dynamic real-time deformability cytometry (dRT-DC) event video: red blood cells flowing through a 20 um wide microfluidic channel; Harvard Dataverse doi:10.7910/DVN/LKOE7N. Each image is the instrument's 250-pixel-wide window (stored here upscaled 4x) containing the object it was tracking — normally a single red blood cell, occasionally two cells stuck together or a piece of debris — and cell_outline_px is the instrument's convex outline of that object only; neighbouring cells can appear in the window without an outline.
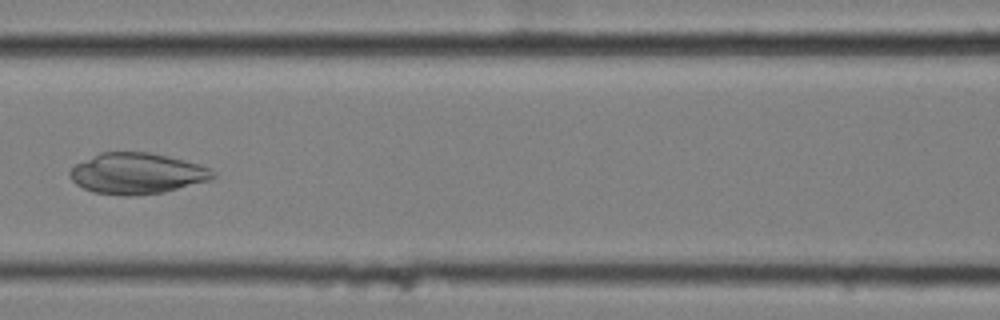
{"species": "common noctule bat (a hibernating species)", "species_latin": "Nyctalus noctula", "temperature_condition": "cold", "stored_images_in_passage": 11, "camera_frame_rate_fps": 3000, "um_per_image_px": 0.085, "animal": {"sex": "female", "body_mass_g": 25.1}, "frame": {"image": 1, "passage_image": 7, "time_ms": 2.0, "image_size_px": [1000, 320], "cell_outline_px": [[216, 176], [208, 180], [164, 192], [132, 196], [124, 196], [92, 192], [76, 184], [68, 176], [68, 172], [76, 164], [100, 152], [148, 152], [168, 156], [200, 164], [208, 168]], "centroid_in_image_um": [11.6, 14.75], "position_along_channel_um": 155.0, "area_um2": 33.99}}
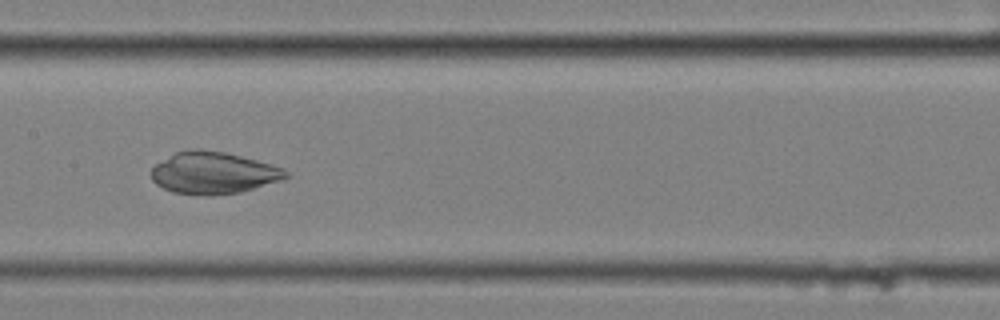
{"frame": {"image": 2, "passage_image": 8, "time_ms": 2.333, "image_size_px": [1000, 320], "cell_outline_px": [[292, 176], [280, 180], [240, 192], [208, 196], [172, 192], [156, 184], [152, 180], [152, 168], [156, 164], [176, 152], [192, 148], [200, 148], [224, 152], [256, 160], [284, 168]], "centroid_in_image_um": [18.14, 14.69], "position_along_channel_um": 189.3, "area_um2": 32.77}}
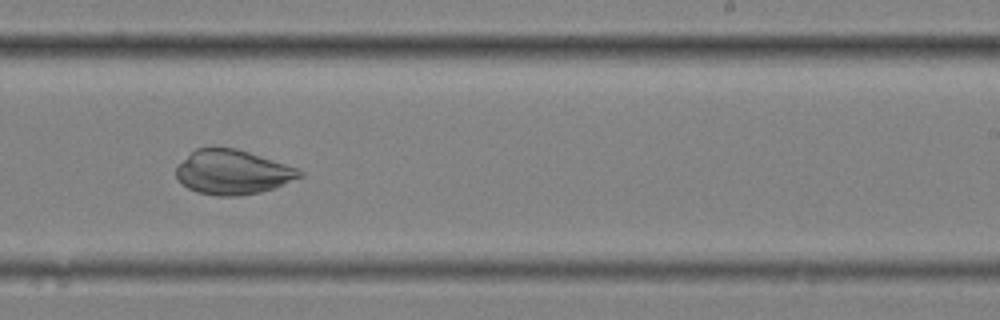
{"frame": {"image": 3, "passage_image": 10, "time_ms": 3.0, "image_size_px": [1000, 320], "cell_outline_px": [[304, 176], [272, 188], [260, 192], [236, 196], [216, 196], [196, 192], [188, 188], [176, 176], [176, 168], [196, 148], [212, 144], [236, 148], [300, 168], [304, 172]], "centroid_in_image_um": [19.79, 14.6], "position_along_channel_um": 269.2, "area_um2": 32.31}}